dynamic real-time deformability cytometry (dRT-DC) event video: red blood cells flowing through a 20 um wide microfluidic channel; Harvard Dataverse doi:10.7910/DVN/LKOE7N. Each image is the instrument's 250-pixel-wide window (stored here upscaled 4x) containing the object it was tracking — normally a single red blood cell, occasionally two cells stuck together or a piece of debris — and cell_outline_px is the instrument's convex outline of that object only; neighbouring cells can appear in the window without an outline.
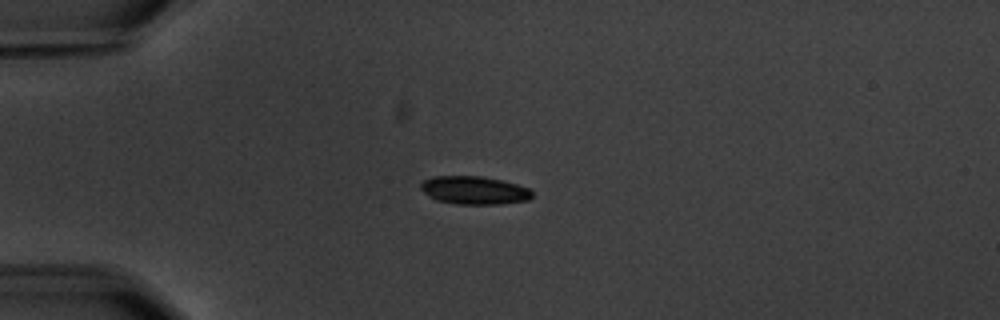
{"species": "common noctule bat (a hibernating species)", "species_latin": "Nyctalus noctula", "temperature_condition": "warm", "stored_images_in_passage": 6, "camera_frame_rate_fps": 3000, "um_per_image_px": 0.085, "animal": {"sex": "male", "body_mass_g": 20.1, "forearm_length_mm": 53.5}, "frame": {"image": 1, "passage_image": 3, "time_ms": 2.333, "image_size_px": [1000, 320], "cell_outline_px": [[532, 196], [528, 200], [500, 204], [460, 204], [436, 200], [428, 196], [420, 188], [420, 184], [424, 180], [432, 176], [484, 176], [504, 180], [528, 188], [532, 192]], "centroid_in_image_um": [40.3, 16.16], "position_along_channel_um": 44.7, "area_um2": 18.32}}
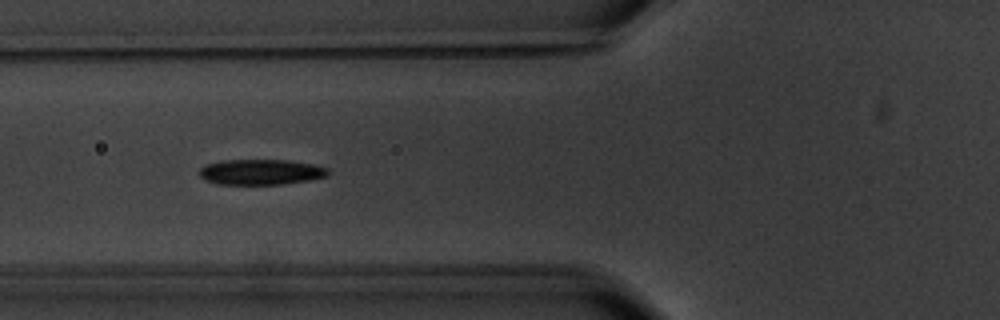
{"frame": {"image": 2, "passage_image": 5, "time_ms": 4.667, "image_size_px": [1000, 320], "cell_outline_px": [[328, 176], [308, 180], [280, 184], [216, 184], [204, 180], [200, 176], [200, 168], [204, 164], [224, 160], [288, 160], [312, 164], [328, 168]], "centroid_in_image_um": [22.14, 14.62], "position_along_channel_um": 103.7, "area_um2": 19.07}}